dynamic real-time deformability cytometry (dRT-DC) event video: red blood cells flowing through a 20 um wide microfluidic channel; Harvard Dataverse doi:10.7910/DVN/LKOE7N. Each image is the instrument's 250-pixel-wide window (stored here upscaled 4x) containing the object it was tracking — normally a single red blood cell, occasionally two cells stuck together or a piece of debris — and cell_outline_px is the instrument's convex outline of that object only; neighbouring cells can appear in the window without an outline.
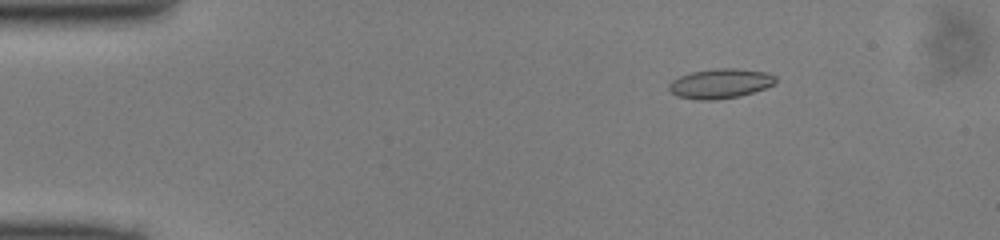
{"species": "common noctule bat (a hibernating species)", "species_latin": "Nyctalus noctula", "temperature_condition": "cold", "stored_images_in_passage": 44, "camera_frame_rate_fps": 3000, "um_per_image_px": 0.085, "animal": {"sex": "male", "body_mass_g": 13.0, "forearm_length_mm": 53.1}, "frame": {"image": 1, "passage_image": 2, "time_ms": 0.333, "image_size_px": [1000, 240], "cell_outline_px": [[776, 84], [740, 96], [716, 100], [700, 100], [676, 96], [668, 88], [668, 84], [672, 80], [680, 76], [692, 72], [716, 68], [732, 68], [768, 72], [776, 76]], "centroid_in_image_um": [61.23, 7.1], "position_along_channel_um": 23.8, "area_um2": 18.5}}
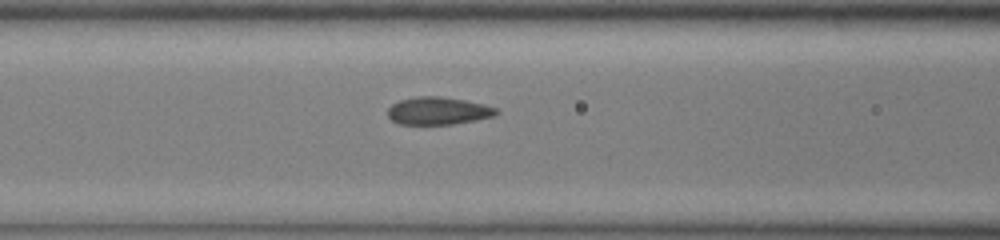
{"frame": {"image": 2, "passage_image": 15, "time_ms": 4.667, "image_size_px": [1000, 240], "cell_outline_px": [[500, 112], [496, 116], [476, 120], [452, 124], [400, 124], [392, 120], [388, 116], [388, 108], [392, 104], [400, 100], [416, 96], [440, 96], [464, 100], [484, 104], [496, 108]], "centroid_in_image_um": [37.26, 9.42], "position_along_channel_um": 129.3, "area_um2": 17.51}}
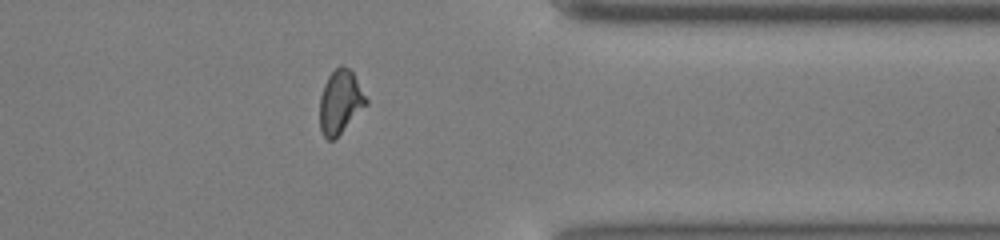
{"frame": {"image": 3, "passage_image": 34, "time_ms": 11.0, "image_size_px": [1000, 240], "cell_outline_px": [[368, 104], [336, 140], [328, 140], [324, 136], [320, 128], [320, 96], [324, 84], [328, 76], [340, 64], [344, 64], [352, 72], [368, 100]], "centroid_in_image_um": [28.93, 8.69], "position_along_channel_um": 382.5, "area_um2": 17.4}}